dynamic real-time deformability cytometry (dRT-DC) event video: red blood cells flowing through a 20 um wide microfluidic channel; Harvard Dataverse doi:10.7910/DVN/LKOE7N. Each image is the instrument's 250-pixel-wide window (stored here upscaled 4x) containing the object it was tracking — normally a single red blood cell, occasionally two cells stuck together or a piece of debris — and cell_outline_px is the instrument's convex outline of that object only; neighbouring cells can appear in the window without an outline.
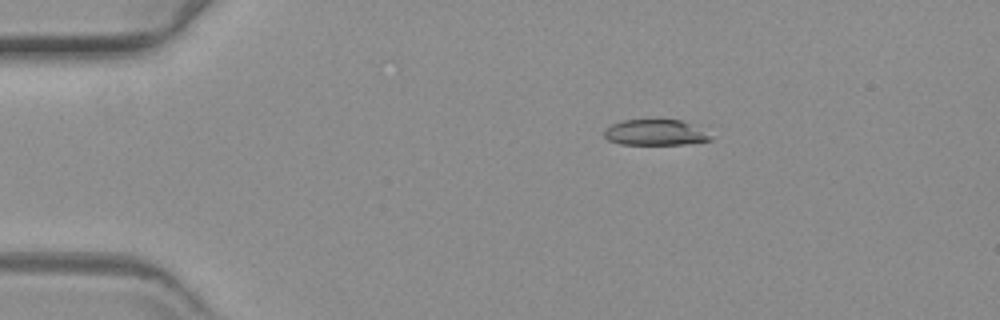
{"species": "common noctule bat (a hibernating species)", "species_latin": "Nyctalus noctula", "temperature_condition": "warm", "stored_images_in_passage": 50, "camera_frame_rate_fps": 3000, "um_per_image_px": 0.085, "animal": {"sex": "female", "body_mass_g": 19.3, "forearm_length_mm": 54.1}, "frame": {"image": 1, "passage_image": 2, "time_ms": 0.333, "image_size_px": [1000, 320], "cell_outline_px": [[712, 140], [684, 144], [620, 144], [608, 140], [604, 136], [604, 128], [620, 120], [680, 120], [692, 124], [712, 136]], "centroid_in_image_um": [55.66, 11.26], "position_along_channel_um": 29.3, "area_um2": 15.9}}
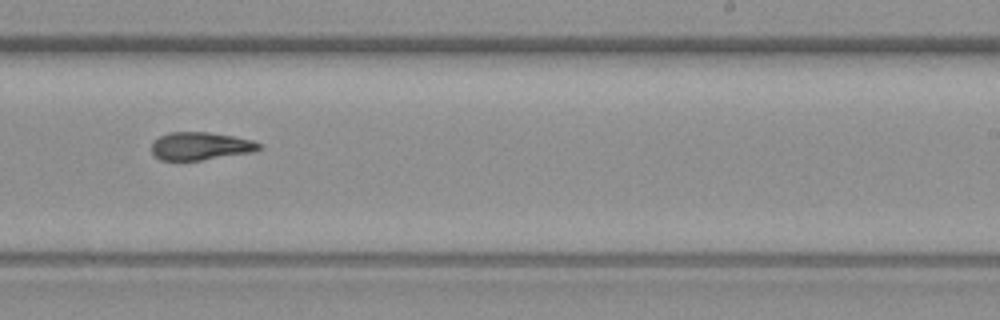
{"frame": {"image": 2, "passage_image": 28, "time_ms": 9.0, "image_size_px": [1000, 320], "cell_outline_px": [[260, 148], [252, 152], [200, 160], [160, 160], [152, 152], [152, 144], [160, 136], [168, 132], [208, 132], [232, 136], [252, 140], [260, 144]], "centroid_in_image_um": [17.02, 12.41], "position_along_channel_um": 272.0, "area_um2": 17.17}}
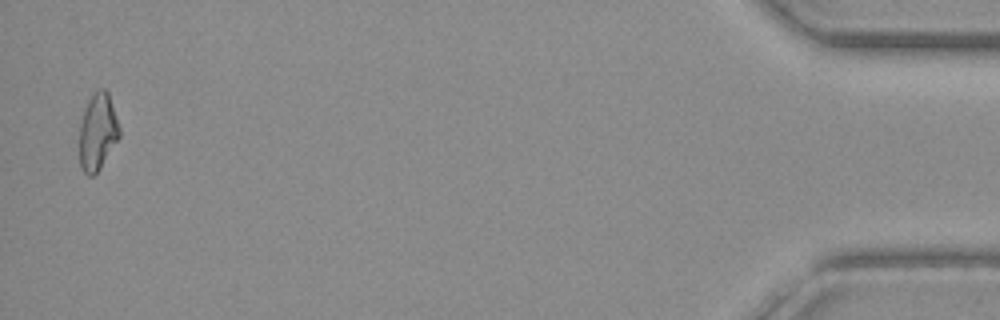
{"frame": {"image": 3, "passage_image": 49, "time_ms": 16.0, "image_size_px": [1000, 320], "cell_outline_px": [[120, 136], [100, 168], [92, 176], [88, 176], [80, 168], [80, 124], [84, 108], [92, 92], [96, 88], [104, 88], [108, 92], [120, 128]], "centroid_in_image_um": [8.29, 11.17], "position_along_channel_um": 426.9, "area_um2": 17.98}}